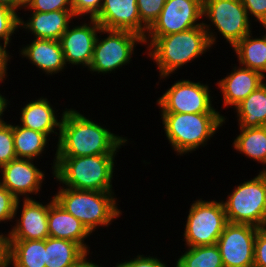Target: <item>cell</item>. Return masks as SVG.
<instances>
[{"instance_id":"36","label":"cell","mask_w":266,"mask_h":267,"mask_svg":"<svg viewBox=\"0 0 266 267\" xmlns=\"http://www.w3.org/2000/svg\"><path fill=\"white\" fill-rule=\"evenodd\" d=\"M248 17H255L262 27L266 26V0H241Z\"/></svg>"},{"instance_id":"23","label":"cell","mask_w":266,"mask_h":267,"mask_svg":"<svg viewBox=\"0 0 266 267\" xmlns=\"http://www.w3.org/2000/svg\"><path fill=\"white\" fill-rule=\"evenodd\" d=\"M266 30V26L263 27ZM252 32L243 37L232 50L237 55L239 65L261 73L266 77V32L259 37Z\"/></svg>"},{"instance_id":"8","label":"cell","mask_w":266,"mask_h":267,"mask_svg":"<svg viewBox=\"0 0 266 267\" xmlns=\"http://www.w3.org/2000/svg\"><path fill=\"white\" fill-rule=\"evenodd\" d=\"M97 35L93 58L88 71L91 74H107L130 64L135 47L144 45V38L128 30H107L101 28ZM107 34L103 39L101 35Z\"/></svg>"},{"instance_id":"40","label":"cell","mask_w":266,"mask_h":267,"mask_svg":"<svg viewBox=\"0 0 266 267\" xmlns=\"http://www.w3.org/2000/svg\"><path fill=\"white\" fill-rule=\"evenodd\" d=\"M90 253H85L74 265L69 266V267H105L104 265L101 266V264H97L92 262L91 259H88L87 256ZM91 260V261H90Z\"/></svg>"},{"instance_id":"43","label":"cell","mask_w":266,"mask_h":267,"mask_svg":"<svg viewBox=\"0 0 266 267\" xmlns=\"http://www.w3.org/2000/svg\"><path fill=\"white\" fill-rule=\"evenodd\" d=\"M113 267H122L118 262Z\"/></svg>"},{"instance_id":"25","label":"cell","mask_w":266,"mask_h":267,"mask_svg":"<svg viewBox=\"0 0 266 267\" xmlns=\"http://www.w3.org/2000/svg\"><path fill=\"white\" fill-rule=\"evenodd\" d=\"M14 149L17 158L37 160L41 154L46 153L48 138L44 133L13 124Z\"/></svg>"},{"instance_id":"6","label":"cell","mask_w":266,"mask_h":267,"mask_svg":"<svg viewBox=\"0 0 266 267\" xmlns=\"http://www.w3.org/2000/svg\"><path fill=\"white\" fill-rule=\"evenodd\" d=\"M251 22L241 0H203V26L211 47L219 42L214 30H218L217 33L233 48L252 32ZM211 26L215 29L211 30Z\"/></svg>"},{"instance_id":"38","label":"cell","mask_w":266,"mask_h":267,"mask_svg":"<svg viewBox=\"0 0 266 267\" xmlns=\"http://www.w3.org/2000/svg\"><path fill=\"white\" fill-rule=\"evenodd\" d=\"M11 267L10 265V241L8 234L0 232V267Z\"/></svg>"},{"instance_id":"16","label":"cell","mask_w":266,"mask_h":267,"mask_svg":"<svg viewBox=\"0 0 266 267\" xmlns=\"http://www.w3.org/2000/svg\"><path fill=\"white\" fill-rule=\"evenodd\" d=\"M103 29L128 30L145 37L148 28L140 21L136 0H103L94 18Z\"/></svg>"},{"instance_id":"21","label":"cell","mask_w":266,"mask_h":267,"mask_svg":"<svg viewBox=\"0 0 266 267\" xmlns=\"http://www.w3.org/2000/svg\"><path fill=\"white\" fill-rule=\"evenodd\" d=\"M58 110L45 97L36 98V100H29L23 108H21L20 126L44 133L48 138L51 134L59 137L61 121L65 110L60 116H57ZM60 117V119H58ZM58 132H57V131Z\"/></svg>"},{"instance_id":"20","label":"cell","mask_w":266,"mask_h":267,"mask_svg":"<svg viewBox=\"0 0 266 267\" xmlns=\"http://www.w3.org/2000/svg\"><path fill=\"white\" fill-rule=\"evenodd\" d=\"M31 43L22 45L20 56L30 61L45 75H55L67 67L59 40L33 38Z\"/></svg>"},{"instance_id":"14","label":"cell","mask_w":266,"mask_h":267,"mask_svg":"<svg viewBox=\"0 0 266 267\" xmlns=\"http://www.w3.org/2000/svg\"><path fill=\"white\" fill-rule=\"evenodd\" d=\"M101 28L94 18H90L87 23L85 20L80 25H69L59 39L66 65L89 68L93 58L94 44Z\"/></svg>"},{"instance_id":"33","label":"cell","mask_w":266,"mask_h":267,"mask_svg":"<svg viewBox=\"0 0 266 267\" xmlns=\"http://www.w3.org/2000/svg\"><path fill=\"white\" fill-rule=\"evenodd\" d=\"M17 198L0 184V224L15 222V207Z\"/></svg>"},{"instance_id":"35","label":"cell","mask_w":266,"mask_h":267,"mask_svg":"<svg viewBox=\"0 0 266 267\" xmlns=\"http://www.w3.org/2000/svg\"><path fill=\"white\" fill-rule=\"evenodd\" d=\"M253 267H266V227L257 230Z\"/></svg>"},{"instance_id":"9","label":"cell","mask_w":266,"mask_h":267,"mask_svg":"<svg viewBox=\"0 0 266 267\" xmlns=\"http://www.w3.org/2000/svg\"><path fill=\"white\" fill-rule=\"evenodd\" d=\"M184 225L183 241L186 247L217 243L228 223L222 200H193Z\"/></svg>"},{"instance_id":"13","label":"cell","mask_w":266,"mask_h":267,"mask_svg":"<svg viewBox=\"0 0 266 267\" xmlns=\"http://www.w3.org/2000/svg\"><path fill=\"white\" fill-rule=\"evenodd\" d=\"M0 172V184L18 200L33 199L30 195L40 192L46 178L45 172L29 159L16 158L0 167Z\"/></svg>"},{"instance_id":"24","label":"cell","mask_w":266,"mask_h":267,"mask_svg":"<svg viewBox=\"0 0 266 267\" xmlns=\"http://www.w3.org/2000/svg\"><path fill=\"white\" fill-rule=\"evenodd\" d=\"M238 129L240 134L234 139L233 148L254 162L264 165L262 171L266 172V126Z\"/></svg>"},{"instance_id":"22","label":"cell","mask_w":266,"mask_h":267,"mask_svg":"<svg viewBox=\"0 0 266 267\" xmlns=\"http://www.w3.org/2000/svg\"><path fill=\"white\" fill-rule=\"evenodd\" d=\"M235 110L239 128L266 126V81L240 102Z\"/></svg>"},{"instance_id":"17","label":"cell","mask_w":266,"mask_h":267,"mask_svg":"<svg viewBox=\"0 0 266 267\" xmlns=\"http://www.w3.org/2000/svg\"><path fill=\"white\" fill-rule=\"evenodd\" d=\"M236 66V67H235ZM261 73L234 64L232 72L218 81L217 87L223 96V106L235 108L250 93L262 85L266 80ZM233 106V107H232Z\"/></svg>"},{"instance_id":"37","label":"cell","mask_w":266,"mask_h":267,"mask_svg":"<svg viewBox=\"0 0 266 267\" xmlns=\"http://www.w3.org/2000/svg\"><path fill=\"white\" fill-rule=\"evenodd\" d=\"M130 258L124 262L119 263L122 267H168L166 262L161 261L159 257L150 255L138 254L136 257Z\"/></svg>"},{"instance_id":"41","label":"cell","mask_w":266,"mask_h":267,"mask_svg":"<svg viewBox=\"0 0 266 267\" xmlns=\"http://www.w3.org/2000/svg\"><path fill=\"white\" fill-rule=\"evenodd\" d=\"M1 5H5L15 12H18L19 9H23L26 5V2L24 0H0ZM18 10V11H17Z\"/></svg>"},{"instance_id":"12","label":"cell","mask_w":266,"mask_h":267,"mask_svg":"<svg viewBox=\"0 0 266 267\" xmlns=\"http://www.w3.org/2000/svg\"><path fill=\"white\" fill-rule=\"evenodd\" d=\"M201 25L203 0H166L158 19L148 29L146 36H165Z\"/></svg>"},{"instance_id":"32","label":"cell","mask_w":266,"mask_h":267,"mask_svg":"<svg viewBox=\"0 0 266 267\" xmlns=\"http://www.w3.org/2000/svg\"><path fill=\"white\" fill-rule=\"evenodd\" d=\"M24 9L35 12L72 10V0H27Z\"/></svg>"},{"instance_id":"42","label":"cell","mask_w":266,"mask_h":267,"mask_svg":"<svg viewBox=\"0 0 266 267\" xmlns=\"http://www.w3.org/2000/svg\"><path fill=\"white\" fill-rule=\"evenodd\" d=\"M5 95L3 96L0 92V123H4V112L7 111V107L9 106L8 104L10 101L6 99Z\"/></svg>"},{"instance_id":"4","label":"cell","mask_w":266,"mask_h":267,"mask_svg":"<svg viewBox=\"0 0 266 267\" xmlns=\"http://www.w3.org/2000/svg\"><path fill=\"white\" fill-rule=\"evenodd\" d=\"M160 116L165 136L180 156L205 147L227 119L220 113H161Z\"/></svg>"},{"instance_id":"7","label":"cell","mask_w":266,"mask_h":267,"mask_svg":"<svg viewBox=\"0 0 266 267\" xmlns=\"http://www.w3.org/2000/svg\"><path fill=\"white\" fill-rule=\"evenodd\" d=\"M229 223L266 227V172L241 182L222 200Z\"/></svg>"},{"instance_id":"18","label":"cell","mask_w":266,"mask_h":267,"mask_svg":"<svg viewBox=\"0 0 266 267\" xmlns=\"http://www.w3.org/2000/svg\"><path fill=\"white\" fill-rule=\"evenodd\" d=\"M30 17L23 20L20 17L19 27L28 31L34 38L59 40L68 29L69 24L74 22L73 10H58L52 12L30 11ZM72 21V22H71ZM22 27V28H21Z\"/></svg>"},{"instance_id":"39","label":"cell","mask_w":266,"mask_h":267,"mask_svg":"<svg viewBox=\"0 0 266 267\" xmlns=\"http://www.w3.org/2000/svg\"><path fill=\"white\" fill-rule=\"evenodd\" d=\"M7 48L4 43L0 42V83H3L7 79L8 62L12 58Z\"/></svg>"},{"instance_id":"34","label":"cell","mask_w":266,"mask_h":267,"mask_svg":"<svg viewBox=\"0 0 266 267\" xmlns=\"http://www.w3.org/2000/svg\"><path fill=\"white\" fill-rule=\"evenodd\" d=\"M102 3L103 0H72V10L75 20H81L83 16H89V19L95 18L100 12Z\"/></svg>"},{"instance_id":"11","label":"cell","mask_w":266,"mask_h":267,"mask_svg":"<svg viewBox=\"0 0 266 267\" xmlns=\"http://www.w3.org/2000/svg\"><path fill=\"white\" fill-rule=\"evenodd\" d=\"M257 230L248 224L225 225L216 243L224 267H253Z\"/></svg>"},{"instance_id":"31","label":"cell","mask_w":266,"mask_h":267,"mask_svg":"<svg viewBox=\"0 0 266 267\" xmlns=\"http://www.w3.org/2000/svg\"><path fill=\"white\" fill-rule=\"evenodd\" d=\"M140 21L149 29L158 19L166 0H136Z\"/></svg>"},{"instance_id":"19","label":"cell","mask_w":266,"mask_h":267,"mask_svg":"<svg viewBox=\"0 0 266 267\" xmlns=\"http://www.w3.org/2000/svg\"><path fill=\"white\" fill-rule=\"evenodd\" d=\"M49 201L48 210V231L49 237L65 239L78 243L86 252H90L89 245L85 242L91 233L87 228L60 206L54 197Z\"/></svg>"},{"instance_id":"15","label":"cell","mask_w":266,"mask_h":267,"mask_svg":"<svg viewBox=\"0 0 266 267\" xmlns=\"http://www.w3.org/2000/svg\"><path fill=\"white\" fill-rule=\"evenodd\" d=\"M21 201L23 204H20ZM42 203L36 199L17 200L14 216L16 223L14 226L11 225L12 228L8 231L9 240H45L49 237L47 220L49 203ZM17 213L20 214L19 218Z\"/></svg>"},{"instance_id":"5","label":"cell","mask_w":266,"mask_h":267,"mask_svg":"<svg viewBox=\"0 0 266 267\" xmlns=\"http://www.w3.org/2000/svg\"><path fill=\"white\" fill-rule=\"evenodd\" d=\"M60 188V189H59ZM54 200L87 228L92 234L99 227H108L118 219L122 210L114 192L78 190L58 187Z\"/></svg>"},{"instance_id":"27","label":"cell","mask_w":266,"mask_h":267,"mask_svg":"<svg viewBox=\"0 0 266 267\" xmlns=\"http://www.w3.org/2000/svg\"><path fill=\"white\" fill-rule=\"evenodd\" d=\"M12 267H46L45 240H9Z\"/></svg>"},{"instance_id":"28","label":"cell","mask_w":266,"mask_h":267,"mask_svg":"<svg viewBox=\"0 0 266 267\" xmlns=\"http://www.w3.org/2000/svg\"><path fill=\"white\" fill-rule=\"evenodd\" d=\"M174 267H224L217 244L187 247Z\"/></svg>"},{"instance_id":"26","label":"cell","mask_w":266,"mask_h":267,"mask_svg":"<svg viewBox=\"0 0 266 267\" xmlns=\"http://www.w3.org/2000/svg\"><path fill=\"white\" fill-rule=\"evenodd\" d=\"M85 253L87 252L76 242L52 237L45 239L46 267L72 266Z\"/></svg>"},{"instance_id":"29","label":"cell","mask_w":266,"mask_h":267,"mask_svg":"<svg viewBox=\"0 0 266 267\" xmlns=\"http://www.w3.org/2000/svg\"><path fill=\"white\" fill-rule=\"evenodd\" d=\"M19 12L0 4V42L10 47V42L15 32H19Z\"/></svg>"},{"instance_id":"3","label":"cell","mask_w":266,"mask_h":267,"mask_svg":"<svg viewBox=\"0 0 266 267\" xmlns=\"http://www.w3.org/2000/svg\"><path fill=\"white\" fill-rule=\"evenodd\" d=\"M117 155L55 157L53 178L62 187L78 190L114 192L113 172ZM115 161V162H114Z\"/></svg>"},{"instance_id":"10","label":"cell","mask_w":266,"mask_h":267,"mask_svg":"<svg viewBox=\"0 0 266 267\" xmlns=\"http://www.w3.org/2000/svg\"><path fill=\"white\" fill-rule=\"evenodd\" d=\"M210 92L209 84L182 78L168 87L156 104L161 113H221L214 108Z\"/></svg>"},{"instance_id":"30","label":"cell","mask_w":266,"mask_h":267,"mask_svg":"<svg viewBox=\"0 0 266 267\" xmlns=\"http://www.w3.org/2000/svg\"><path fill=\"white\" fill-rule=\"evenodd\" d=\"M13 138V123H0V167L16 159Z\"/></svg>"},{"instance_id":"2","label":"cell","mask_w":266,"mask_h":267,"mask_svg":"<svg viewBox=\"0 0 266 267\" xmlns=\"http://www.w3.org/2000/svg\"><path fill=\"white\" fill-rule=\"evenodd\" d=\"M144 44L145 53L159 70V80H166L212 49L203 25L165 36H145Z\"/></svg>"},{"instance_id":"1","label":"cell","mask_w":266,"mask_h":267,"mask_svg":"<svg viewBox=\"0 0 266 267\" xmlns=\"http://www.w3.org/2000/svg\"><path fill=\"white\" fill-rule=\"evenodd\" d=\"M103 126L74 108H65L54 160L50 164L52 174L56 166L55 157L116 155L129 142L127 137L119 136Z\"/></svg>"}]
</instances>
